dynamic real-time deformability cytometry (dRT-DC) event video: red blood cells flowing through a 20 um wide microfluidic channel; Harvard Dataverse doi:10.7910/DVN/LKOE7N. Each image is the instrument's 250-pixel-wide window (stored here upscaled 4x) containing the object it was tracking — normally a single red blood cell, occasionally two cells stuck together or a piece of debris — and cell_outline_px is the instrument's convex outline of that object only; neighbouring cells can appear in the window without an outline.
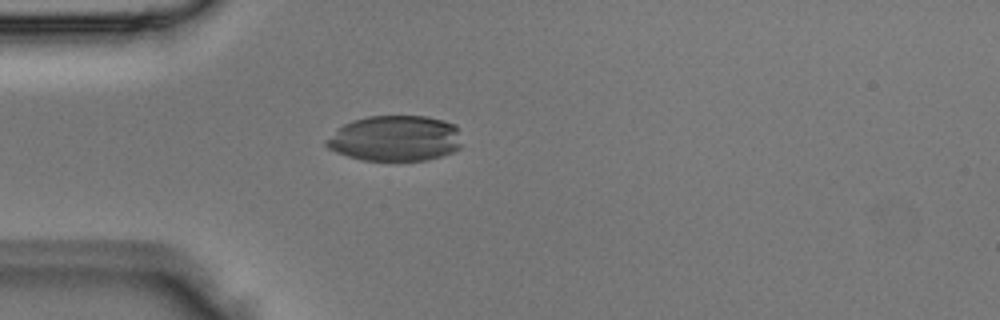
{"species": "Egyptian fruit bat (a non-hibernating species)", "species_latin": "Rousettus aegyptiacus", "temperature_condition": "room temperature", "stored_images_in_passage": 3, "camera_frame_rate_fps": 3000, "um_per_image_px": 0.085, "animal": {"sex": "male"}, "frame": {"image": 1, "passage_image": 3, "time_ms": 0.667, "image_size_px": [1000, 320], "cell_outline_px": [[460, 148], [452, 152], [428, 160], [364, 160], [348, 156], [336, 152], [328, 148], [324, 144], [324, 140], [336, 128], [352, 120], [368, 116], [428, 116], [456, 124], [460, 144]], "centroid_in_image_um": [33.55, 11.75], "position_along_channel_um": 51.5, "area_um2": 36.18}}